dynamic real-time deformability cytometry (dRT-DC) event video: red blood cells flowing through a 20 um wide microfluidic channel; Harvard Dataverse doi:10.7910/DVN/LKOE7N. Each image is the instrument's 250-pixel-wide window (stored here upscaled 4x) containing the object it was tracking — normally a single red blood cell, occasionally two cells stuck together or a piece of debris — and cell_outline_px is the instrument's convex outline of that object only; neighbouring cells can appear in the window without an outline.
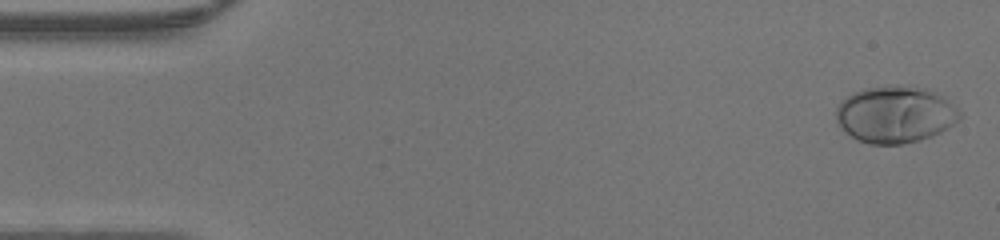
{"species": "human", "species_latin": "Homo sapiens", "temperature_condition": "warm", "stored_images_in_passage": 26, "camera_frame_rate_fps": 3000, "um_per_image_px": 0.085, "donor": {"sex": "male"}, "frame": {"image": 1, "passage_image": 1, "time_ms": 0.0, "image_size_px": [1000, 240], "cell_outline_px": [[964, 116], [960, 120], [948, 128], [932, 136], [920, 140], [904, 144], [868, 144], [856, 140], [844, 132], [840, 128], [836, 120], [836, 108], [852, 92], [864, 88], [896, 84], [928, 88], [944, 96], [964, 112]], "centroid_in_image_um": [76.14, 9.72], "position_along_channel_um": 8.9, "area_um2": 41.91}}
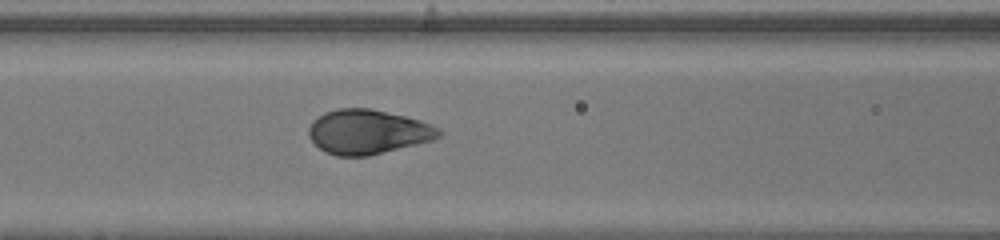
{"frame": {"image": 2, "passage_image": 19, "time_ms": 6.0, "image_size_px": [1000, 240], "cell_outline_px": [[444, 132], [440, 136], [432, 140], [368, 156], [336, 156], [324, 152], [308, 136], [308, 128], [312, 120], [324, 112], [336, 108], [372, 108], [420, 120], [432, 124], [440, 128]], "centroid_in_image_um": [31.25, 11.2], "position_along_channel_um": 135.3, "area_um2": 33.93}}
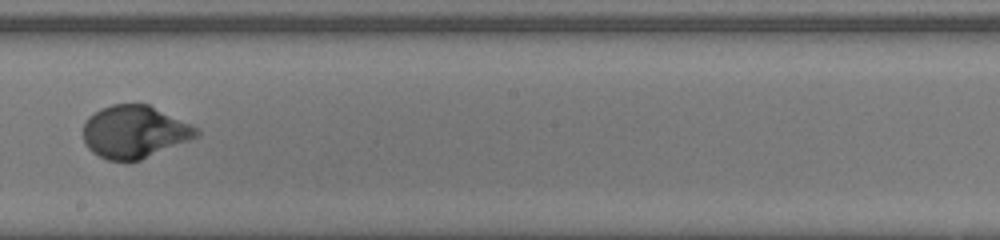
{"frame": {"image": 3, "passage_image": 26, "time_ms": 8.333, "image_size_px": [1000, 240], "cell_outline_px": [[200, 136], [140, 160], [108, 160], [92, 152], [88, 148], [84, 140], [84, 124], [88, 116], [100, 108], [112, 104], [148, 104], [192, 124], [200, 128]], "centroid_in_image_um": [11.46, 11.19], "position_along_channel_um": 236.7, "area_um2": 34.74}}